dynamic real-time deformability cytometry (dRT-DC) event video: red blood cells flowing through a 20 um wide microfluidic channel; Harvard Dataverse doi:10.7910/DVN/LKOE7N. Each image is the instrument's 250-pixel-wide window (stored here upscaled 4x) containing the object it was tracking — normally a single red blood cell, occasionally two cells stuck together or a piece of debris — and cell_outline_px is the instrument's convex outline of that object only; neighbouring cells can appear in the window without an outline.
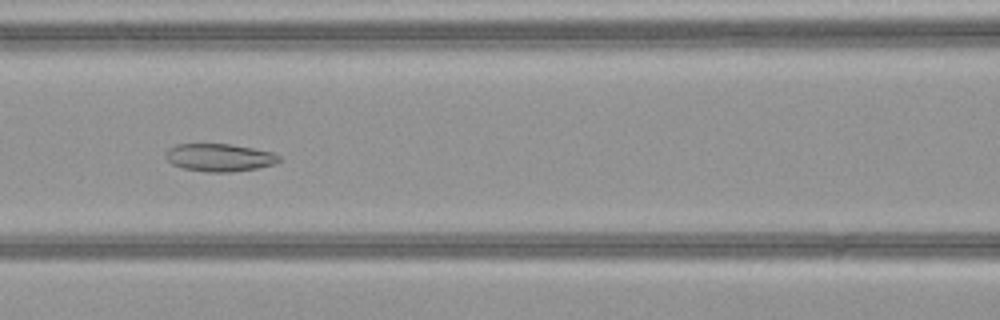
{"species": "common noctule bat (a hibernating species)", "species_latin": "Nyctalus noctula", "temperature_condition": "warm", "stored_images_in_passage": 47, "camera_frame_rate_fps": 3000, "um_per_image_px": 0.085, "animal": {"sex": "female", "body_mass_g": 21.9}, "frame": {"image": 1, "passage_image": 19, "time_ms": 6.0, "image_size_px": [1000, 320], "cell_outline_px": [[280, 160], [276, 164], [256, 168], [232, 172], [208, 172], [184, 168], [172, 164], [164, 156], [164, 152], [168, 148], [176, 144], [232, 144], [272, 152], [280, 156]], "centroid_in_image_um": [18.63, 13.38], "position_along_channel_um": 148.0, "area_um2": 18.38}}
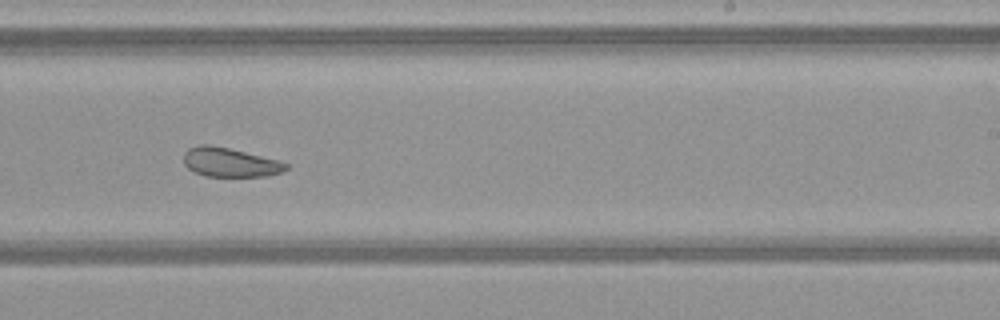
{"frame": {"image": 2, "passage_image": 28, "time_ms": 9.0, "image_size_px": [1000, 320], "cell_outline_px": [[288, 168], [280, 172], [268, 176], [204, 176], [188, 168], [184, 164], [184, 152], [188, 148], [196, 144], [212, 144], [280, 160], [288, 164]], "centroid_in_image_um": [19.53, 13.78], "position_along_channel_um": 269.5, "area_um2": 17.51}}
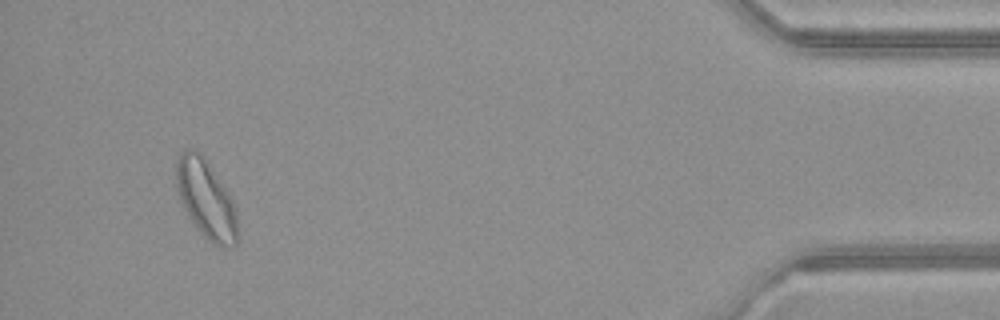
{"frame": {"image": 3, "passage_image": 44, "time_ms": 14.333, "image_size_px": [1000, 320], "cell_outline_px": [[236, 244], [232, 248], [212, 244], [208, 240], [192, 220], [180, 196], [176, 184], [176, 160], [180, 152], [184, 148], [188, 148], [200, 152], [204, 156], [232, 200], [236, 212]], "centroid_in_image_um": [17.5, 16.88], "position_along_channel_um": 417.7, "area_um2": 27.22}, "authors_computed_cell_mechanics": {"area_um2": 22.253, "velocity_mm_per_s": 4.0671, "shape_relaxation_time_tau1_ms": null, "shape_relaxation_time_tau2_ms": 2.9202, "deformation_change_tau1": null, "deformation_change_tau2": 0.1041}}